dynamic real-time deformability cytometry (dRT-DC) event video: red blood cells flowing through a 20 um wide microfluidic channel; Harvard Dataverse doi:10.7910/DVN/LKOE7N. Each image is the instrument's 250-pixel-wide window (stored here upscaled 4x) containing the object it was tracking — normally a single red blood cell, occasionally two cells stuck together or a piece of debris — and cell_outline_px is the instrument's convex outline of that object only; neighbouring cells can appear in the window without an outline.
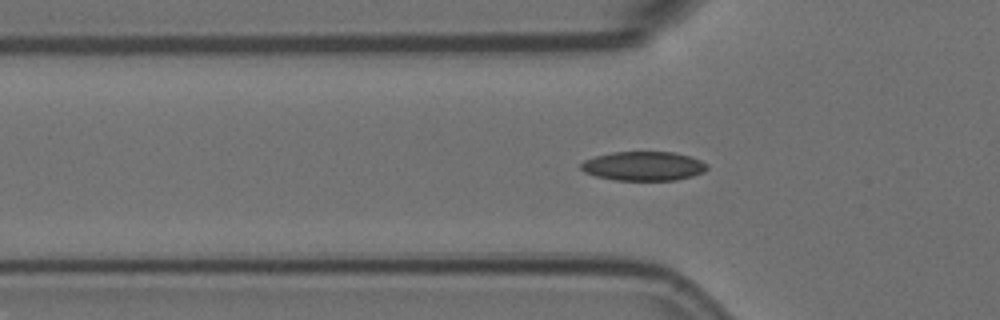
{"species": "Egyptian fruit bat (a non-hibernating species)", "species_latin": "Rousettus aegyptiacus", "temperature_condition": "room temperature", "stored_images_in_passage": 56, "camera_frame_rate_fps": 3000, "um_per_image_px": 0.085, "animal": {"sex": "female"}, "frame": {"image": 1, "passage_image": 17, "time_ms": 5.333, "image_size_px": [1000, 320], "cell_outline_px": [[708, 168], [704, 172], [692, 176], [676, 180], [616, 180], [596, 176], [584, 172], [580, 168], [580, 164], [584, 160], [596, 156], [612, 152], [672, 152], [688, 156], [700, 160], [708, 164]], "centroid_in_image_um": [54.69, 14.12], "position_along_channel_um": 71.1, "area_um2": 21.39}}
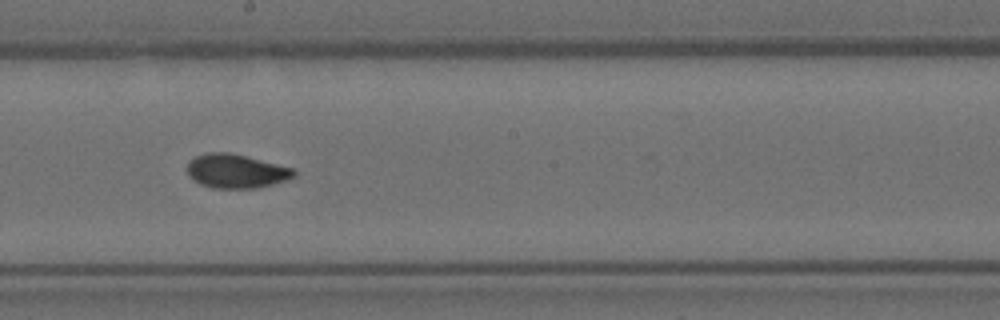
{"frame": {"image": 2, "passage_image": 30, "time_ms": 9.667, "image_size_px": [1000, 320], "cell_outline_px": [[296, 176], [288, 180], [256, 188], [212, 188], [200, 184], [192, 180], [188, 176], [188, 160], [196, 156], [208, 152], [228, 152], [296, 168]], "centroid_in_image_um": [20.08, 14.55], "position_along_channel_um": 228.1, "area_um2": 21.33}}
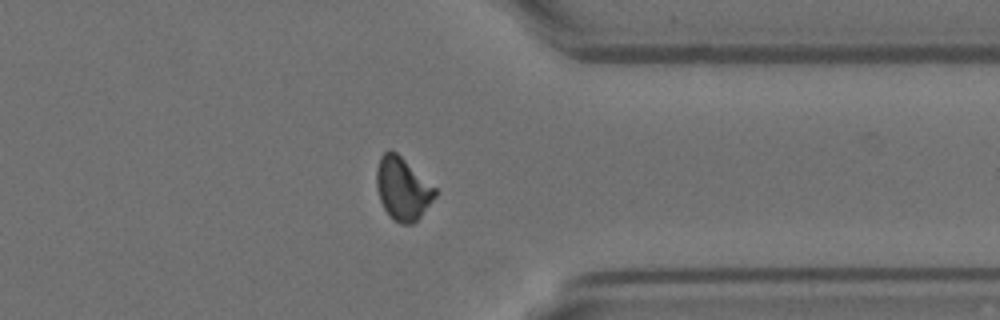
{"frame": {"image": 3, "passage_image": 43, "time_ms": 14.0, "image_size_px": [1000, 320], "cell_outline_px": [[436, 196], [420, 216], [412, 224], [400, 224], [392, 220], [384, 208], [380, 200], [376, 188], [376, 168], [380, 156], [388, 148], [396, 152], [436, 188]], "centroid_in_image_um": [34.19, 16.03], "position_along_channel_um": 377.2, "area_um2": 21.39}, "authors_computed_cell_mechanics": {"area_um2": 20.7502, "velocity_mm_per_s": 3.6001, "shape_relaxation_time_tau1_ms": 4.2548, "shape_relaxation_time_tau2_ms": 2.8416, "deformation_change_tau1": 0.1282, "deformation_change_tau2": 0.0658}}